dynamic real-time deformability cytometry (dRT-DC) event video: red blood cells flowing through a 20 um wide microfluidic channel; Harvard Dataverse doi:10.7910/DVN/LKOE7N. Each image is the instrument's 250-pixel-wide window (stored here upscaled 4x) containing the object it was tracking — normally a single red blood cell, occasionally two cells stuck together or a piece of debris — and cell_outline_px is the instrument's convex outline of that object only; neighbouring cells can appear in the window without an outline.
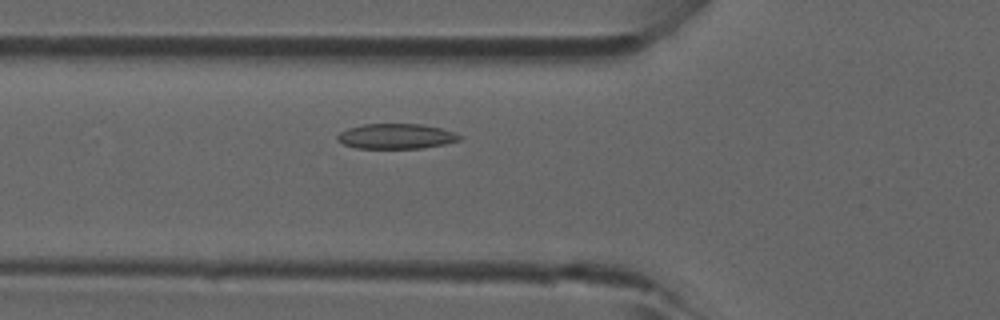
{"species": "common noctule bat (a hibernating species)", "species_latin": "Nyctalus noctula", "temperature_condition": "room temperature", "stored_images_in_passage": 36, "camera_frame_rate_fps": 3000, "um_per_image_px": 0.085, "animal": {"sex": "male", "forearm_length_mm": 52.5}, "frame": {"image": 1, "passage_image": 6, "time_ms": 1.667, "image_size_px": [1000, 320], "cell_outline_px": [[464, 136], [460, 140], [444, 144], [420, 148], [356, 148], [344, 144], [336, 140], [336, 136], [340, 132], [348, 128], [364, 124], [420, 124], [440, 128]], "centroid_in_image_um": [33.65, 11.58], "position_along_channel_um": 92.2, "area_um2": 17.8}}